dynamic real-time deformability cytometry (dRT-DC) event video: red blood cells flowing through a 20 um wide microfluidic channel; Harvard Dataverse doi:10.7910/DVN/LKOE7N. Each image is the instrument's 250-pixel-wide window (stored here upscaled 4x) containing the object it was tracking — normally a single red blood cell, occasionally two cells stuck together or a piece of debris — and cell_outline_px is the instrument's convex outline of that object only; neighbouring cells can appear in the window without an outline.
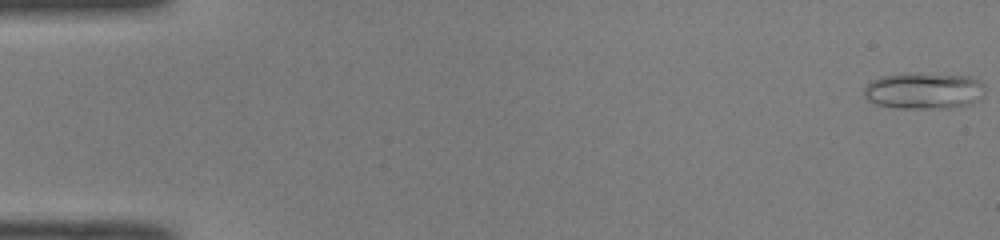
{"species": "common noctule bat (a hibernating species)", "species_latin": "Nyctalus noctula", "temperature_condition": "room temperature", "stored_images_in_passage": 50, "camera_frame_rate_fps": 3000, "um_per_image_px": 0.085, "animal": {"sex": "male", "body_mass_g": 19.0, "forearm_length_mm": 50.8}, "frame": {"image": 1, "passage_image": 1, "time_ms": 0.0, "image_size_px": [1000, 240], "cell_outline_px": [[984, 96], [968, 104], [948, 108], [896, 108], [876, 104], [868, 100], [864, 96], [864, 88], [872, 80], [880, 76], [968, 76], [984, 84]], "centroid_in_image_um": [78.52, 7.77], "position_along_channel_um": 6.5, "area_um2": 24.57}}
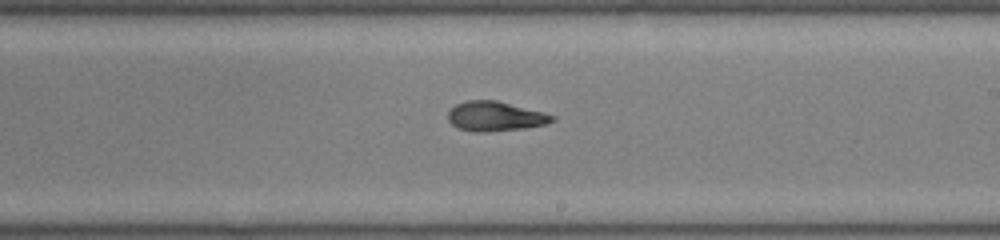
{"frame": {"image": 2, "passage_image": 30, "time_ms": 9.667, "image_size_px": [1000, 240], "cell_outline_px": [[556, 120], [548, 124], [524, 128], [484, 132], [476, 132], [456, 128], [448, 120], [448, 112], [456, 104], [468, 100], [496, 100], [544, 112], [556, 116]], "centroid_in_image_um": [42.12, 9.89], "position_along_channel_um": 246.9, "area_um2": 18.09}}
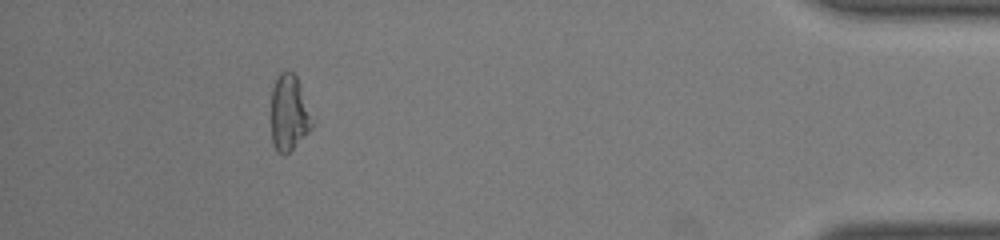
{"frame": {"image": 3, "passage_image": 46, "time_ms": 15.0, "image_size_px": [1000, 240], "cell_outline_px": [[316, 124], [284, 156], [276, 152], [272, 144], [272, 88], [280, 72], [284, 68], [292, 72], [296, 76], [300, 84], [316, 120]], "centroid_in_image_um": [24.61, 9.59], "position_along_channel_um": 410.6, "area_um2": 18.61}, "authors_computed_cell_mechanics": {"area_um2": 18.4093, "velocity_mm_per_s": 4.0956, "shape_relaxation_time_tau1_ms": null, "shape_relaxation_time_tau2_ms": 4.6037, "deformation_change_tau1": null, "deformation_change_tau2": 0.1076}}